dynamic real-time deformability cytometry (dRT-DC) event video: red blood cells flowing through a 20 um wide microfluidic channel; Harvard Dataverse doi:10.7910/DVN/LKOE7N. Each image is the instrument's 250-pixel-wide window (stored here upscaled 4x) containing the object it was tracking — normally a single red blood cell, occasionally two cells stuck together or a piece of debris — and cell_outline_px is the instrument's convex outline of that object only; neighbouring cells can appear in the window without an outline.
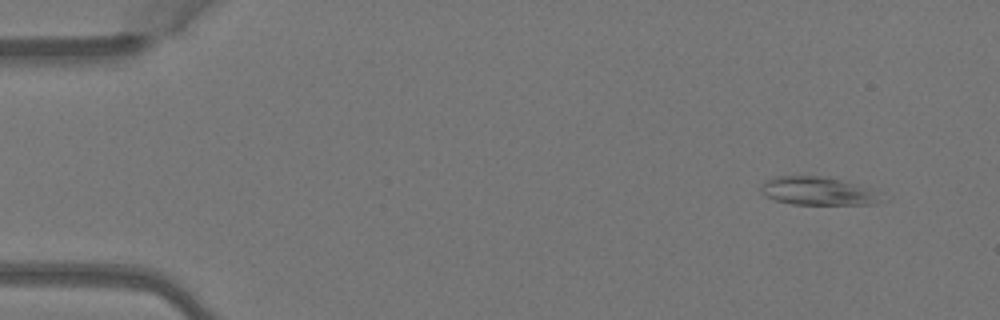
{"species": "Egyptian fruit bat (a non-hibernating species)", "species_latin": "Rousettus aegyptiacus", "temperature_condition": "warm", "stored_images_in_passage": 6, "segment_of_instrument_passage": [2, 2], "camera_frame_rate_fps": 3000, "um_per_image_px": 0.085, "animal": {"sex": "female"}, "frame": {"image": 1, "passage_image": 6, "time_ms": 1.667, "image_size_px": [1000, 320], "cell_outline_px": [[876, 204], [792, 204], [776, 200], [760, 192], [760, 188], [768, 180], [776, 176], [820, 176], [840, 180], [856, 184], [868, 188], [876, 200]], "centroid_in_image_um": [69.38, 16.23], "position_along_channel_um": 15.6, "area_um2": 18.84}}